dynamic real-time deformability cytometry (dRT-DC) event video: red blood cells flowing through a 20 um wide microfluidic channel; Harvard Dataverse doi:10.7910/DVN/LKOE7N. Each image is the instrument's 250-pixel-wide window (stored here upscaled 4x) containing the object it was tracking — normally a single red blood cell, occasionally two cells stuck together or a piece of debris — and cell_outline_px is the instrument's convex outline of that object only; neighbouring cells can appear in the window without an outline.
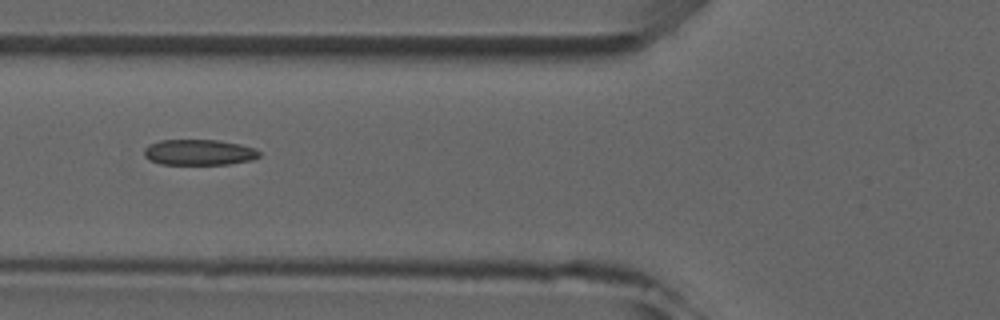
{"species": "common noctule bat (a hibernating species)", "species_latin": "Nyctalus noctula", "temperature_condition": "room temperature", "stored_images_in_passage": 4, "camera_frame_rate_fps": 3000, "um_per_image_px": 0.085, "animal": {"sex": "male", "forearm_length_mm": 52.5}, "frame": {"image": 1, "passage_image": 4, "time_ms": 3.333, "image_size_px": [1000, 320], "cell_outline_px": [[260, 156], [252, 160], [228, 164], [160, 164], [148, 160], [144, 156], [144, 148], [148, 144], [160, 140], [216, 140], [240, 144], [256, 148], [260, 152]], "centroid_in_image_um": [16.9, 12.94], "position_along_channel_um": 108.9, "area_um2": 17.4}}